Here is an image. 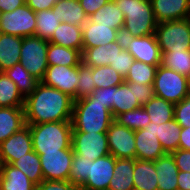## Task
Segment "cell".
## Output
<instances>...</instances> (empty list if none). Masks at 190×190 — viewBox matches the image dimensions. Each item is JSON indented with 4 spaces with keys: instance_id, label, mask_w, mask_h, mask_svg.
I'll return each mask as SVG.
<instances>
[{
    "instance_id": "83f0119b",
    "label": "cell",
    "mask_w": 190,
    "mask_h": 190,
    "mask_svg": "<svg viewBox=\"0 0 190 190\" xmlns=\"http://www.w3.org/2000/svg\"><path fill=\"white\" fill-rule=\"evenodd\" d=\"M62 22L71 25L83 26L88 21V16L79 3V0H60L52 7Z\"/></svg>"
},
{
    "instance_id": "816d5d0a",
    "label": "cell",
    "mask_w": 190,
    "mask_h": 190,
    "mask_svg": "<svg viewBox=\"0 0 190 190\" xmlns=\"http://www.w3.org/2000/svg\"><path fill=\"white\" fill-rule=\"evenodd\" d=\"M24 4L26 0H0V13L14 11Z\"/></svg>"
},
{
    "instance_id": "ee69618b",
    "label": "cell",
    "mask_w": 190,
    "mask_h": 190,
    "mask_svg": "<svg viewBox=\"0 0 190 190\" xmlns=\"http://www.w3.org/2000/svg\"><path fill=\"white\" fill-rule=\"evenodd\" d=\"M174 119L181 127H190V95L175 104Z\"/></svg>"
},
{
    "instance_id": "ab89813d",
    "label": "cell",
    "mask_w": 190,
    "mask_h": 190,
    "mask_svg": "<svg viewBox=\"0 0 190 190\" xmlns=\"http://www.w3.org/2000/svg\"><path fill=\"white\" fill-rule=\"evenodd\" d=\"M92 77L95 82L96 89L114 87L124 82V77L110 65L93 67Z\"/></svg>"
},
{
    "instance_id": "8fae6325",
    "label": "cell",
    "mask_w": 190,
    "mask_h": 190,
    "mask_svg": "<svg viewBox=\"0 0 190 190\" xmlns=\"http://www.w3.org/2000/svg\"><path fill=\"white\" fill-rule=\"evenodd\" d=\"M124 48L136 61L149 65L161 64L162 52L155 34L143 37L122 36Z\"/></svg>"
},
{
    "instance_id": "f35d334b",
    "label": "cell",
    "mask_w": 190,
    "mask_h": 190,
    "mask_svg": "<svg viewBox=\"0 0 190 190\" xmlns=\"http://www.w3.org/2000/svg\"><path fill=\"white\" fill-rule=\"evenodd\" d=\"M119 125L125 126L133 131L145 129L150 123L149 114L143 106L132 111L120 113L114 118Z\"/></svg>"
},
{
    "instance_id": "11a10c76",
    "label": "cell",
    "mask_w": 190,
    "mask_h": 190,
    "mask_svg": "<svg viewBox=\"0 0 190 190\" xmlns=\"http://www.w3.org/2000/svg\"><path fill=\"white\" fill-rule=\"evenodd\" d=\"M188 80V95H190V76L187 77Z\"/></svg>"
},
{
    "instance_id": "d590c367",
    "label": "cell",
    "mask_w": 190,
    "mask_h": 190,
    "mask_svg": "<svg viewBox=\"0 0 190 190\" xmlns=\"http://www.w3.org/2000/svg\"><path fill=\"white\" fill-rule=\"evenodd\" d=\"M12 165L28 176L30 181L36 186L44 180L40 157L34 150L19 158Z\"/></svg>"
},
{
    "instance_id": "db71d44e",
    "label": "cell",
    "mask_w": 190,
    "mask_h": 190,
    "mask_svg": "<svg viewBox=\"0 0 190 190\" xmlns=\"http://www.w3.org/2000/svg\"><path fill=\"white\" fill-rule=\"evenodd\" d=\"M177 177L178 190H190V172L179 171Z\"/></svg>"
},
{
    "instance_id": "1f68e13d",
    "label": "cell",
    "mask_w": 190,
    "mask_h": 190,
    "mask_svg": "<svg viewBox=\"0 0 190 190\" xmlns=\"http://www.w3.org/2000/svg\"><path fill=\"white\" fill-rule=\"evenodd\" d=\"M143 107L149 114L150 122L154 124L159 125L174 119L175 105L162 98L154 96Z\"/></svg>"
},
{
    "instance_id": "9c48e42d",
    "label": "cell",
    "mask_w": 190,
    "mask_h": 190,
    "mask_svg": "<svg viewBox=\"0 0 190 190\" xmlns=\"http://www.w3.org/2000/svg\"><path fill=\"white\" fill-rule=\"evenodd\" d=\"M71 146L74 154L90 161L110 154L106 132L72 131Z\"/></svg>"
},
{
    "instance_id": "ba28073f",
    "label": "cell",
    "mask_w": 190,
    "mask_h": 190,
    "mask_svg": "<svg viewBox=\"0 0 190 190\" xmlns=\"http://www.w3.org/2000/svg\"><path fill=\"white\" fill-rule=\"evenodd\" d=\"M36 12L27 4L14 11L0 13V33L18 37L34 36Z\"/></svg>"
},
{
    "instance_id": "4fadbf2b",
    "label": "cell",
    "mask_w": 190,
    "mask_h": 190,
    "mask_svg": "<svg viewBox=\"0 0 190 190\" xmlns=\"http://www.w3.org/2000/svg\"><path fill=\"white\" fill-rule=\"evenodd\" d=\"M41 82L66 93L75 101L79 82L78 66L49 65Z\"/></svg>"
},
{
    "instance_id": "60d3db41",
    "label": "cell",
    "mask_w": 190,
    "mask_h": 190,
    "mask_svg": "<svg viewBox=\"0 0 190 190\" xmlns=\"http://www.w3.org/2000/svg\"><path fill=\"white\" fill-rule=\"evenodd\" d=\"M134 61L133 56L125 50L122 37L115 41V57L110 66L125 78Z\"/></svg>"
},
{
    "instance_id": "52a82bcc",
    "label": "cell",
    "mask_w": 190,
    "mask_h": 190,
    "mask_svg": "<svg viewBox=\"0 0 190 190\" xmlns=\"http://www.w3.org/2000/svg\"><path fill=\"white\" fill-rule=\"evenodd\" d=\"M153 88L156 97L174 105L188 96L187 77L161 65L157 68Z\"/></svg>"
},
{
    "instance_id": "c3c4849f",
    "label": "cell",
    "mask_w": 190,
    "mask_h": 190,
    "mask_svg": "<svg viewBox=\"0 0 190 190\" xmlns=\"http://www.w3.org/2000/svg\"><path fill=\"white\" fill-rule=\"evenodd\" d=\"M136 93V98L141 106H144L155 96L153 84L139 85L138 83H136Z\"/></svg>"
},
{
    "instance_id": "681fc988",
    "label": "cell",
    "mask_w": 190,
    "mask_h": 190,
    "mask_svg": "<svg viewBox=\"0 0 190 190\" xmlns=\"http://www.w3.org/2000/svg\"><path fill=\"white\" fill-rule=\"evenodd\" d=\"M108 1L109 0H79V3L85 11L86 15L90 17Z\"/></svg>"
},
{
    "instance_id": "cb8c5ba5",
    "label": "cell",
    "mask_w": 190,
    "mask_h": 190,
    "mask_svg": "<svg viewBox=\"0 0 190 190\" xmlns=\"http://www.w3.org/2000/svg\"><path fill=\"white\" fill-rule=\"evenodd\" d=\"M48 41L83 52L82 26L61 22Z\"/></svg>"
},
{
    "instance_id": "ac0fdd59",
    "label": "cell",
    "mask_w": 190,
    "mask_h": 190,
    "mask_svg": "<svg viewBox=\"0 0 190 190\" xmlns=\"http://www.w3.org/2000/svg\"><path fill=\"white\" fill-rule=\"evenodd\" d=\"M122 37L121 33L110 26L99 25L89 19L82 26L83 48L96 47L115 42Z\"/></svg>"
},
{
    "instance_id": "e575fe53",
    "label": "cell",
    "mask_w": 190,
    "mask_h": 190,
    "mask_svg": "<svg viewBox=\"0 0 190 190\" xmlns=\"http://www.w3.org/2000/svg\"><path fill=\"white\" fill-rule=\"evenodd\" d=\"M24 99L16 84L0 72V107H24Z\"/></svg>"
},
{
    "instance_id": "30bf717a",
    "label": "cell",
    "mask_w": 190,
    "mask_h": 190,
    "mask_svg": "<svg viewBox=\"0 0 190 190\" xmlns=\"http://www.w3.org/2000/svg\"><path fill=\"white\" fill-rule=\"evenodd\" d=\"M73 155V149L39 155L44 180L69 181Z\"/></svg>"
},
{
    "instance_id": "f5cc1de1",
    "label": "cell",
    "mask_w": 190,
    "mask_h": 190,
    "mask_svg": "<svg viewBox=\"0 0 190 190\" xmlns=\"http://www.w3.org/2000/svg\"><path fill=\"white\" fill-rule=\"evenodd\" d=\"M178 148L190 151V127H182Z\"/></svg>"
},
{
    "instance_id": "d4e9b609",
    "label": "cell",
    "mask_w": 190,
    "mask_h": 190,
    "mask_svg": "<svg viewBox=\"0 0 190 190\" xmlns=\"http://www.w3.org/2000/svg\"><path fill=\"white\" fill-rule=\"evenodd\" d=\"M22 37L0 33V72L20 62Z\"/></svg>"
},
{
    "instance_id": "4316f807",
    "label": "cell",
    "mask_w": 190,
    "mask_h": 190,
    "mask_svg": "<svg viewBox=\"0 0 190 190\" xmlns=\"http://www.w3.org/2000/svg\"><path fill=\"white\" fill-rule=\"evenodd\" d=\"M88 19L95 24L110 26V28H114L120 33L123 30L125 20L123 12L118 9L113 0H109Z\"/></svg>"
},
{
    "instance_id": "b9f144b4",
    "label": "cell",
    "mask_w": 190,
    "mask_h": 190,
    "mask_svg": "<svg viewBox=\"0 0 190 190\" xmlns=\"http://www.w3.org/2000/svg\"><path fill=\"white\" fill-rule=\"evenodd\" d=\"M90 160L77 154L73 155L69 181L78 189L85 183L89 175Z\"/></svg>"
},
{
    "instance_id": "836d02e7",
    "label": "cell",
    "mask_w": 190,
    "mask_h": 190,
    "mask_svg": "<svg viewBox=\"0 0 190 190\" xmlns=\"http://www.w3.org/2000/svg\"><path fill=\"white\" fill-rule=\"evenodd\" d=\"M62 18L58 17L53 9H46L36 12V29L34 36L49 40Z\"/></svg>"
},
{
    "instance_id": "7c38bea8",
    "label": "cell",
    "mask_w": 190,
    "mask_h": 190,
    "mask_svg": "<svg viewBox=\"0 0 190 190\" xmlns=\"http://www.w3.org/2000/svg\"><path fill=\"white\" fill-rule=\"evenodd\" d=\"M106 135L110 155H113L116 159H136L135 135L132 129L121 126L116 121H113Z\"/></svg>"
},
{
    "instance_id": "5b68a950",
    "label": "cell",
    "mask_w": 190,
    "mask_h": 190,
    "mask_svg": "<svg viewBox=\"0 0 190 190\" xmlns=\"http://www.w3.org/2000/svg\"><path fill=\"white\" fill-rule=\"evenodd\" d=\"M155 36L161 52L190 50V18L158 23Z\"/></svg>"
},
{
    "instance_id": "f546056e",
    "label": "cell",
    "mask_w": 190,
    "mask_h": 190,
    "mask_svg": "<svg viewBox=\"0 0 190 190\" xmlns=\"http://www.w3.org/2000/svg\"><path fill=\"white\" fill-rule=\"evenodd\" d=\"M47 62L48 65L78 66L82 63V52L49 42Z\"/></svg>"
},
{
    "instance_id": "7402d4cb",
    "label": "cell",
    "mask_w": 190,
    "mask_h": 190,
    "mask_svg": "<svg viewBox=\"0 0 190 190\" xmlns=\"http://www.w3.org/2000/svg\"><path fill=\"white\" fill-rule=\"evenodd\" d=\"M25 125L24 107H0V144Z\"/></svg>"
},
{
    "instance_id": "277c9868",
    "label": "cell",
    "mask_w": 190,
    "mask_h": 190,
    "mask_svg": "<svg viewBox=\"0 0 190 190\" xmlns=\"http://www.w3.org/2000/svg\"><path fill=\"white\" fill-rule=\"evenodd\" d=\"M32 137L33 150L41 155L43 152H59L72 149L71 121L47 122L28 125Z\"/></svg>"
},
{
    "instance_id": "484cf974",
    "label": "cell",
    "mask_w": 190,
    "mask_h": 190,
    "mask_svg": "<svg viewBox=\"0 0 190 190\" xmlns=\"http://www.w3.org/2000/svg\"><path fill=\"white\" fill-rule=\"evenodd\" d=\"M134 159L117 158L108 190H134Z\"/></svg>"
},
{
    "instance_id": "603a6c76",
    "label": "cell",
    "mask_w": 190,
    "mask_h": 190,
    "mask_svg": "<svg viewBox=\"0 0 190 190\" xmlns=\"http://www.w3.org/2000/svg\"><path fill=\"white\" fill-rule=\"evenodd\" d=\"M133 185L134 190H158L153 161L134 159Z\"/></svg>"
},
{
    "instance_id": "f907efd6",
    "label": "cell",
    "mask_w": 190,
    "mask_h": 190,
    "mask_svg": "<svg viewBox=\"0 0 190 190\" xmlns=\"http://www.w3.org/2000/svg\"><path fill=\"white\" fill-rule=\"evenodd\" d=\"M60 0H26V4L34 11L52 9Z\"/></svg>"
},
{
    "instance_id": "74e56055",
    "label": "cell",
    "mask_w": 190,
    "mask_h": 190,
    "mask_svg": "<svg viewBox=\"0 0 190 190\" xmlns=\"http://www.w3.org/2000/svg\"><path fill=\"white\" fill-rule=\"evenodd\" d=\"M157 68L158 66L135 60L130 66V70L124 78V82H133L139 85L154 84Z\"/></svg>"
},
{
    "instance_id": "f1b7e54d",
    "label": "cell",
    "mask_w": 190,
    "mask_h": 190,
    "mask_svg": "<svg viewBox=\"0 0 190 190\" xmlns=\"http://www.w3.org/2000/svg\"><path fill=\"white\" fill-rule=\"evenodd\" d=\"M181 130L182 127L175 119L159 125L154 124V132L165 153L171 154L178 149Z\"/></svg>"
},
{
    "instance_id": "e0dca14e",
    "label": "cell",
    "mask_w": 190,
    "mask_h": 190,
    "mask_svg": "<svg viewBox=\"0 0 190 190\" xmlns=\"http://www.w3.org/2000/svg\"><path fill=\"white\" fill-rule=\"evenodd\" d=\"M158 23L190 18L189 0H150Z\"/></svg>"
},
{
    "instance_id": "4dcf8cb0",
    "label": "cell",
    "mask_w": 190,
    "mask_h": 190,
    "mask_svg": "<svg viewBox=\"0 0 190 190\" xmlns=\"http://www.w3.org/2000/svg\"><path fill=\"white\" fill-rule=\"evenodd\" d=\"M115 57V42L83 48L82 62L89 67L108 66Z\"/></svg>"
},
{
    "instance_id": "7dc6e473",
    "label": "cell",
    "mask_w": 190,
    "mask_h": 190,
    "mask_svg": "<svg viewBox=\"0 0 190 190\" xmlns=\"http://www.w3.org/2000/svg\"><path fill=\"white\" fill-rule=\"evenodd\" d=\"M171 154L179 171L190 172V151L178 148Z\"/></svg>"
},
{
    "instance_id": "bcb514c9",
    "label": "cell",
    "mask_w": 190,
    "mask_h": 190,
    "mask_svg": "<svg viewBox=\"0 0 190 190\" xmlns=\"http://www.w3.org/2000/svg\"><path fill=\"white\" fill-rule=\"evenodd\" d=\"M87 97H97L98 102L105 104L107 108L111 110L113 115L114 87L95 89L93 93Z\"/></svg>"
},
{
    "instance_id": "d6a6232c",
    "label": "cell",
    "mask_w": 190,
    "mask_h": 190,
    "mask_svg": "<svg viewBox=\"0 0 190 190\" xmlns=\"http://www.w3.org/2000/svg\"><path fill=\"white\" fill-rule=\"evenodd\" d=\"M4 73L16 84L18 91L24 98L31 94L40 82L27 72L20 63L14 64Z\"/></svg>"
},
{
    "instance_id": "d6986e66",
    "label": "cell",
    "mask_w": 190,
    "mask_h": 190,
    "mask_svg": "<svg viewBox=\"0 0 190 190\" xmlns=\"http://www.w3.org/2000/svg\"><path fill=\"white\" fill-rule=\"evenodd\" d=\"M153 162L156 168L158 190H178L179 170L172 154L166 153Z\"/></svg>"
},
{
    "instance_id": "6da1fadb",
    "label": "cell",
    "mask_w": 190,
    "mask_h": 190,
    "mask_svg": "<svg viewBox=\"0 0 190 190\" xmlns=\"http://www.w3.org/2000/svg\"><path fill=\"white\" fill-rule=\"evenodd\" d=\"M74 100L66 93L39 82L24 99L27 125L71 121Z\"/></svg>"
},
{
    "instance_id": "7a4b0ae2",
    "label": "cell",
    "mask_w": 190,
    "mask_h": 190,
    "mask_svg": "<svg viewBox=\"0 0 190 190\" xmlns=\"http://www.w3.org/2000/svg\"><path fill=\"white\" fill-rule=\"evenodd\" d=\"M114 121L112 112L97 97H84L74 101L72 111V131L107 132Z\"/></svg>"
},
{
    "instance_id": "7bdbcfd3",
    "label": "cell",
    "mask_w": 190,
    "mask_h": 190,
    "mask_svg": "<svg viewBox=\"0 0 190 190\" xmlns=\"http://www.w3.org/2000/svg\"><path fill=\"white\" fill-rule=\"evenodd\" d=\"M78 78L76 100L91 95L96 89L92 77V67L87 66L83 62L78 65Z\"/></svg>"
},
{
    "instance_id": "8d00e7d4",
    "label": "cell",
    "mask_w": 190,
    "mask_h": 190,
    "mask_svg": "<svg viewBox=\"0 0 190 190\" xmlns=\"http://www.w3.org/2000/svg\"><path fill=\"white\" fill-rule=\"evenodd\" d=\"M160 65L188 77L190 76V50L162 52Z\"/></svg>"
},
{
    "instance_id": "f6af8a7d",
    "label": "cell",
    "mask_w": 190,
    "mask_h": 190,
    "mask_svg": "<svg viewBox=\"0 0 190 190\" xmlns=\"http://www.w3.org/2000/svg\"><path fill=\"white\" fill-rule=\"evenodd\" d=\"M36 190H79L70 181L43 180Z\"/></svg>"
},
{
    "instance_id": "5bb4252c",
    "label": "cell",
    "mask_w": 190,
    "mask_h": 190,
    "mask_svg": "<svg viewBox=\"0 0 190 190\" xmlns=\"http://www.w3.org/2000/svg\"><path fill=\"white\" fill-rule=\"evenodd\" d=\"M33 151L32 137L26 124L0 144V164H13Z\"/></svg>"
},
{
    "instance_id": "ffe728a7",
    "label": "cell",
    "mask_w": 190,
    "mask_h": 190,
    "mask_svg": "<svg viewBox=\"0 0 190 190\" xmlns=\"http://www.w3.org/2000/svg\"><path fill=\"white\" fill-rule=\"evenodd\" d=\"M136 97V83L123 82L118 86H114L113 117L141 107Z\"/></svg>"
},
{
    "instance_id": "2e32d148",
    "label": "cell",
    "mask_w": 190,
    "mask_h": 190,
    "mask_svg": "<svg viewBox=\"0 0 190 190\" xmlns=\"http://www.w3.org/2000/svg\"><path fill=\"white\" fill-rule=\"evenodd\" d=\"M134 135L136 159L154 161L166 154L154 132L153 122H150L145 129L134 131Z\"/></svg>"
},
{
    "instance_id": "44dd1931",
    "label": "cell",
    "mask_w": 190,
    "mask_h": 190,
    "mask_svg": "<svg viewBox=\"0 0 190 190\" xmlns=\"http://www.w3.org/2000/svg\"><path fill=\"white\" fill-rule=\"evenodd\" d=\"M0 190H36V185L12 164H0Z\"/></svg>"
},
{
    "instance_id": "3957f363",
    "label": "cell",
    "mask_w": 190,
    "mask_h": 190,
    "mask_svg": "<svg viewBox=\"0 0 190 190\" xmlns=\"http://www.w3.org/2000/svg\"><path fill=\"white\" fill-rule=\"evenodd\" d=\"M123 12L122 36L143 37L155 34L158 22L150 0H113Z\"/></svg>"
},
{
    "instance_id": "9a60e30c",
    "label": "cell",
    "mask_w": 190,
    "mask_h": 190,
    "mask_svg": "<svg viewBox=\"0 0 190 190\" xmlns=\"http://www.w3.org/2000/svg\"><path fill=\"white\" fill-rule=\"evenodd\" d=\"M115 164L116 158L110 154L90 161L89 175L79 190H108Z\"/></svg>"
},
{
    "instance_id": "8992f818",
    "label": "cell",
    "mask_w": 190,
    "mask_h": 190,
    "mask_svg": "<svg viewBox=\"0 0 190 190\" xmlns=\"http://www.w3.org/2000/svg\"><path fill=\"white\" fill-rule=\"evenodd\" d=\"M49 41L36 36L22 37L20 64L34 78L43 80L48 68L47 50Z\"/></svg>"
}]
</instances>
